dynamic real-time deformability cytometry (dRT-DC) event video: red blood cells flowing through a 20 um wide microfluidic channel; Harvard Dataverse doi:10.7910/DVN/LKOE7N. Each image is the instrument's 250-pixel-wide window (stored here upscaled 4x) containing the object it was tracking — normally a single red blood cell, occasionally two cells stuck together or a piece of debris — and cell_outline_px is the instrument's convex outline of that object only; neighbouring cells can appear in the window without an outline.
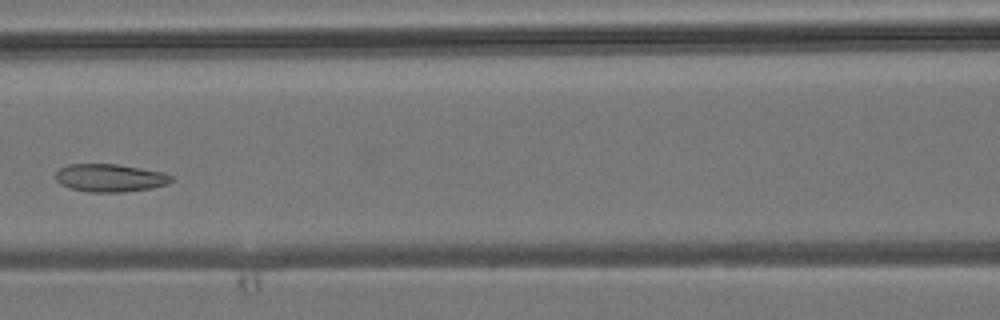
{"species": "common noctule bat (a hibernating species)", "species_latin": "Nyctalus noctula", "temperature_condition": "room temperature", "stored_images_in_passage": 4, "camera_frame_rate_fps": 3000, "um_per_image_px": 0.085, "animal": {"sex": "male", "body_mass_g": 19.2, "forearm_length_mm": 51.8}, "frame": {"image": 1, "passage_image": 4, "time_ms": 3.667, "image_size_px": [1000, 320], "cell_outline_px": [[172, 180], [168, 184], [152, 188], [124, 192], [88, 192], [68, 188], [60, 184], [56, 180], [56, 172], [60, 168], [68, 164], [116, 164], [164, 172], [172, 176]], "centroid_in_image_um": [9.34, 15.13], "position_along_channel_um": 157.3, "area_um2": 18.9}}